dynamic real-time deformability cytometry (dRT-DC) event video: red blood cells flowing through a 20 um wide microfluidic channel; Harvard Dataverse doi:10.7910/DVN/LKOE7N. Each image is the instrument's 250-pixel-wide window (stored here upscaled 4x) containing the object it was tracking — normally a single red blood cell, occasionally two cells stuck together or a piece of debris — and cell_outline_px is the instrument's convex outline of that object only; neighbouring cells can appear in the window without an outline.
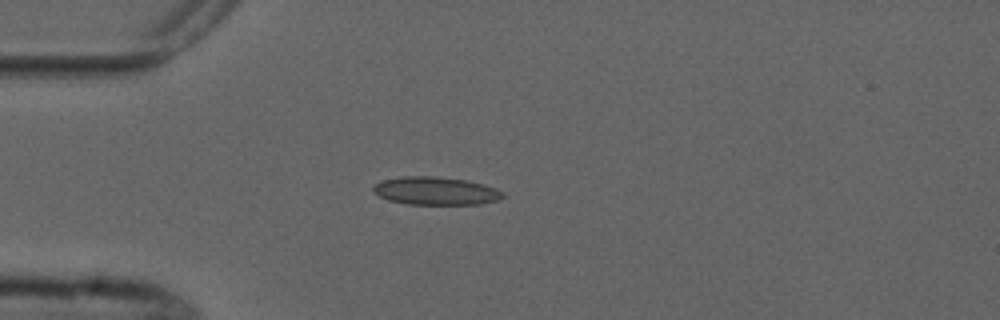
{"species": "common noctule bat (a hibernating species)", "species_latin": "Nyctalus noctula", "temperature_condition": "cold", "stored_images_in_passage": 4, "camera_frame_rate_fps": 3000, "um_per_image_px": 0.085, "animal": {"sex": "male", "forearm_length_mm": 52.5}, "frame": {"image": 1, "passage_image": 4, "time_ms": 3.333, "image_size_px": [1000, 320], "cell_outline_px": [[504, 196], [500, 200], [480, 204], [408, 204], [388, 200], [372, 192], [372, 188], [376, 184], [384, 180], [400, 176], [432, 176], [464, 180], [484, 184], [496, 188], [504, 192]], "centroid_in_image_um": [37.05, 16.23], "position_along_channel_um": 47.9, "area_um2": 21.15}}